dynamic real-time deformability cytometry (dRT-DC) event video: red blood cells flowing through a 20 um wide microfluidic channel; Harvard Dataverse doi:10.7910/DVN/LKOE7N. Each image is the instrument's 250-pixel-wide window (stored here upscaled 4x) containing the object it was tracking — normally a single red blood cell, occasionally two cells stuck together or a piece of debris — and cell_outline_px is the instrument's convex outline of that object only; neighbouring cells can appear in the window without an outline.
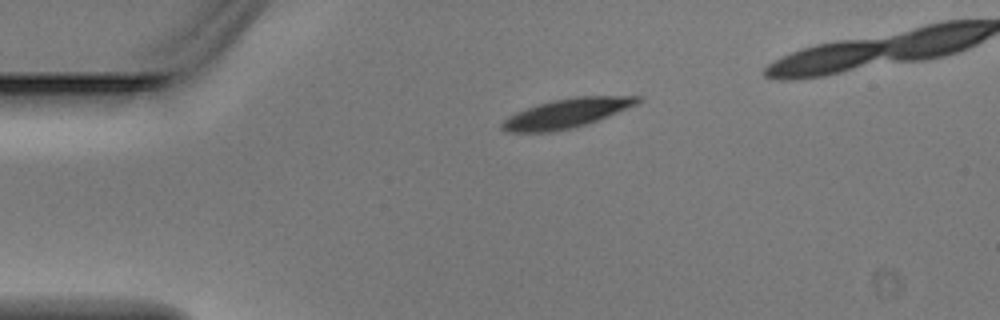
{"species": "Egyptian fruit bat (a non-hibernating species)", "species_latin": "Rousettus aegyptiacus", "temperature_condition": "warm", "stored_images_in_passage": 3, "camera_frame_rate_fps": 3000, "um_per_image_px": 0.085, "animal": {"sex": "male"}, "frame": {"image": 1, "passage_image": 1, "time_ms": 0.0, "image_size_px": [1000, 320], "cell_outline_px": [[644, 100], [636, 104], [608, 116], [588, 124], [572, 128], [552, 132], [504, 132], [500, 128], [500, 124], [508, 116], [516, 112], [552, 100], [576, 96], [640, 96]], "centroid_in_image_um": [48.15, 9.63], "position_along_channel_um": 36.9, "area_um2": 23.06}}